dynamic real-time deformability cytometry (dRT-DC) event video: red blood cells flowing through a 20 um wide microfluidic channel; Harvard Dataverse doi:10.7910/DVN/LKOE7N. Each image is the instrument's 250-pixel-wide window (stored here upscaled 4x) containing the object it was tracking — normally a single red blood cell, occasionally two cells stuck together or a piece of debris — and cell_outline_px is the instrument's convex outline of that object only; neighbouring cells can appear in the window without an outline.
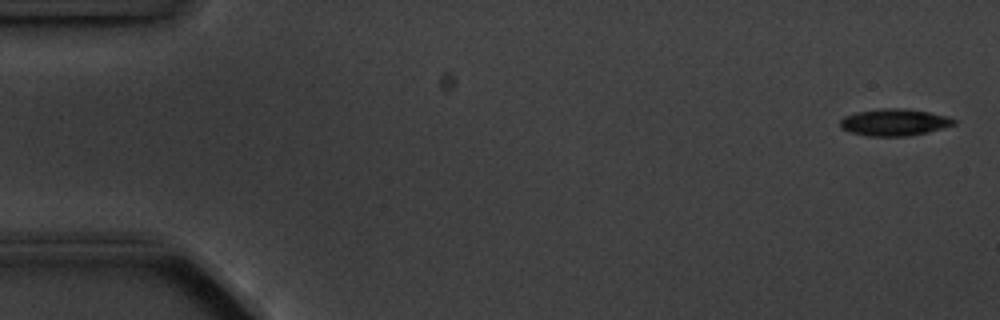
{"species": "common noctule bat (a hibernating species)", "species_latin": "Nyctalus noctula", "temperature_condition": "cold", "stored_images_in_passage": 5, "camera_frame_rate_fps": 3000, "um_per_image_px": 0.085, "animal": {"sex": "male", "body_mass_g": 20.1, "forearm_length_mm": 53.5}, "frame": {"image": 1, "passage_image": 1, "time_ms": 0.0, "image_size_px": [1000, 320], "cell_outline_px": [[956, 124], [928, 132], [908, 136], [868, 136], [848, 132], [840, 128], [840, 120], [844, 116], [856, 112], [884, 108], [904, 108], [928, 112], [948, 116], [956, 120]], "centroid_in_image_um": [76.0, 10.4], "position_along_channel_um": 9.0, "area_um2": 17.92}}
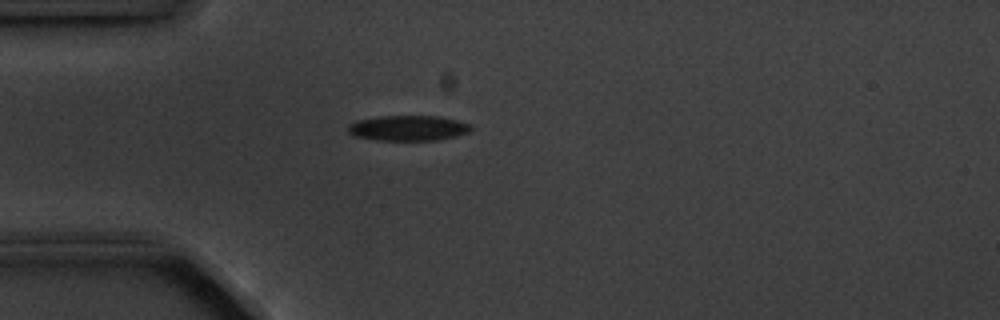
{"frame": {"image": 2, "passage_image": 5, "time_ms": 4.333, "image_size_px": [1000, 320], "cell_outline_px": [[472, 128], [468, 132], [436, 140], [376, 140], [352, 136], [348, 132], [348, 124], [356, 120], [376, 116], [440, 116], [456, 120], [468, 124]], "centroid_in_image_um": [34.6, 10.88], "position_along_channel_um": 50.4, "area_um2": 18.09}}